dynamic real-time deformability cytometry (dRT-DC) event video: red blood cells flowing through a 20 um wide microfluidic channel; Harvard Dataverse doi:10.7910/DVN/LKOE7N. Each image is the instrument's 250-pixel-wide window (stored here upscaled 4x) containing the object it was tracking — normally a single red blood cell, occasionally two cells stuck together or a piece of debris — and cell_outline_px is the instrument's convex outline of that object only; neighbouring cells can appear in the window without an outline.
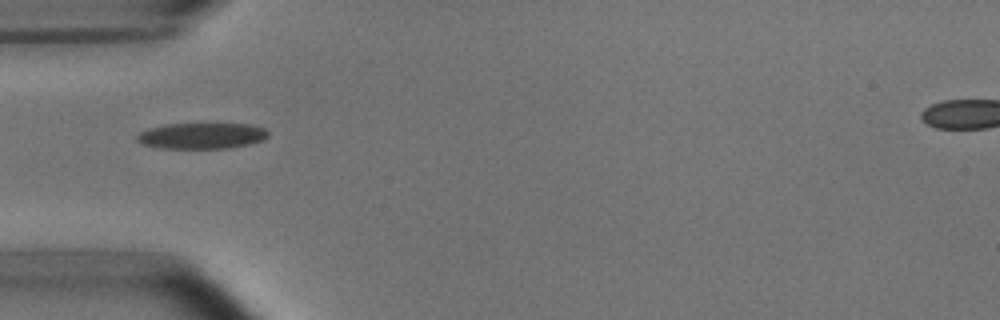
{"species": "common noctule bat (a hibernating species)", "species_latin": "Nyctalus noctula", "temperature_condition": "room temperature", "stored_images_in_passage": 5, "camera_frame_rate_fps": 3000, "um_per_image_px": 0.085, "animal": {"sex": "male", "body_mass_g": 15.6}, "frame": {"image": 1, "passage_image": 3, "time_ms": 2.333, "image_size_px": [1000, 320], "cell_outline_px": [[268, 136], [264, 140], [248, 144], [228, 148], [160, 148], [140, 144], [136, 140], [136, 136], [140, 132], [148, 128], [164, 124], [252, 124], [264, 128], [268, 132]], "centroid_in_image_um": [17.12, 11.54], "position_along_channel_um": 67.9, "area_um2": 19.94}}
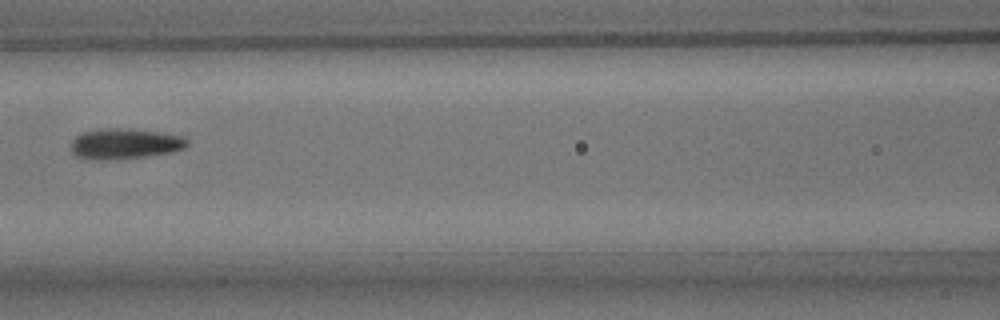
{"frame": {"image": 2, "passage_image": 5, "time_ms": 4.667, "image_size_px": [1000, 320], "cell_outline_px": [[188, 144], [184, 148], [172, 152], [148, 156], [116, 160], [84, 160], [76, 156], [72, 152], [72, 140], [80, 132], [104, 128], [128, 128], [160, 132], [184, 136], [188, 140]], "centroid_in_image_um": [10.59, 12.23], "position_along_channel_um": 156.0, "area_um2": 21.15}}